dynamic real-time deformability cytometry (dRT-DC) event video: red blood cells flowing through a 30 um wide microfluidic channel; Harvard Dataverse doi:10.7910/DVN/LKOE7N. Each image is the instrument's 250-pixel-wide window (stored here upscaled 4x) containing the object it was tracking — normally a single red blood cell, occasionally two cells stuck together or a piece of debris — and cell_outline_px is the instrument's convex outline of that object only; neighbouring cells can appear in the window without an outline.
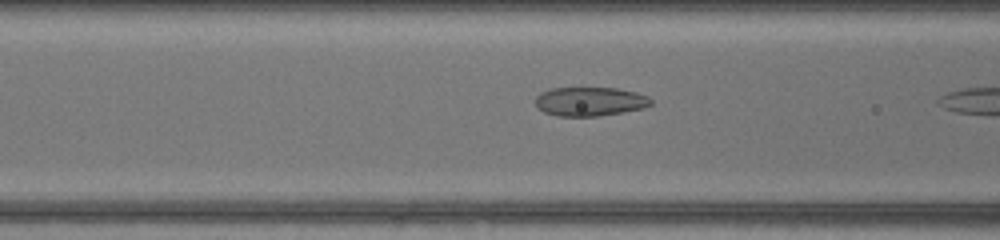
{"species": "common noctule bat (a hibernating species)", "species_latin": "Nyctalus noctula", "temperature_condition": "warm", "stored_images_in_passage": 19, "camera_frame_rate_fps": 3000, "um_per_image_px": 0.085, "animal": {"sex": "female", "body_mass_g": 17.0, "forearm_length_mm": 48.0}, "frame": {"image": 1, "passage_image": 9, "time_ms": 2.667, "image_size_px": [1000, 240], "cell_outline_px": [[652, 104], [644, 108], [600, 116], [556, 116], [544, 112], [536, 108], [536, 96], [540, 92], [552, 88], [616, 88], [636, 92], [648, 96], [652, 100]], "centroid_in_image_um": [50.13, 8.63], "position_along_channel_um": 116.5, "area_um2": 19.65}}